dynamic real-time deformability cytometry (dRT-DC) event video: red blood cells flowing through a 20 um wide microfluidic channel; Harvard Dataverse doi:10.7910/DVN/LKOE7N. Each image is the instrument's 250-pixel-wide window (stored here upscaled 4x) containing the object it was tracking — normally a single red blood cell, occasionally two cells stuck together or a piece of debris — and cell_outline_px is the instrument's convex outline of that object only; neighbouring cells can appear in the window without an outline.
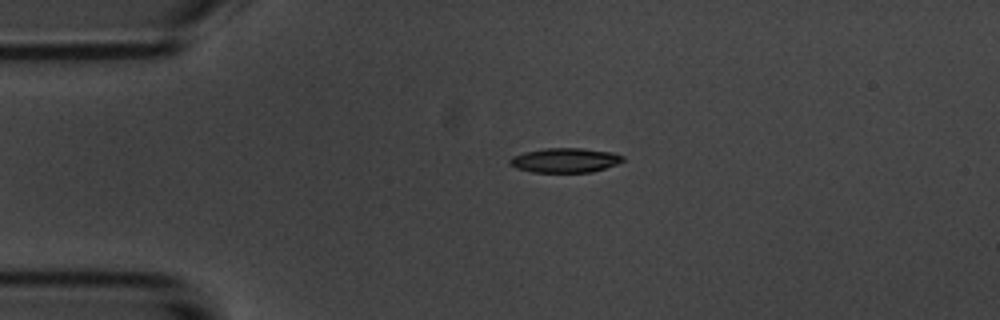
{"species": "common noctule bat (a hibernating species)", "species_latin": "Nyctalus noctula", "temperature_condition": "room temperature", "stored_images_in_passage": 3, "camera_frame_rate_fps": 3000, "um_per_image_px": 0.085, "animal": {"sex": "male", "body_mass_g": 20.1, "forearm_length_mm": 53.5}, "frame": {"image": 1, "passage_image": 3, "time_ms": 2.333, "image_size_px": [1000, 320], "cell_outline_px": [[624, 160], [616, 164], [592, 172], [532, 172], [516, 168], [508, 164], [508, 160], [512, 156], [524, 152], [544, 148], [580, 148], [612, 152], [624, 156]], "centroid_in_image_um": [47.99, 13.62], "position_along_channel_um": 37.0, "area_um2": 16.18}}